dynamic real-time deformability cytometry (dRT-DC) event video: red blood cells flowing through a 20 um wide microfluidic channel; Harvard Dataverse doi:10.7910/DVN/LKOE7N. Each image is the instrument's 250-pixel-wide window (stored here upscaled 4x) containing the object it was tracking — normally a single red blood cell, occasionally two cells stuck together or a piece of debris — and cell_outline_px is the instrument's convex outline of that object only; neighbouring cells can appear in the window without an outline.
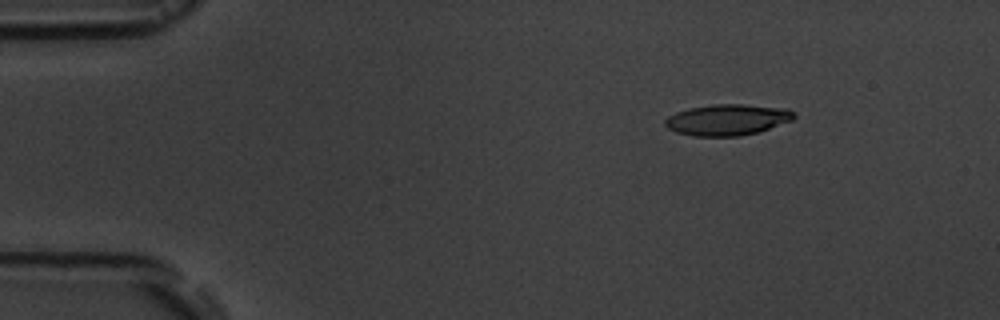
{"species": "common noctule bat (a hibernating species)", "species_latin": "Nyctalus noctula", "temperature_condition": "room temperature", "stored_images_in_passage": 3, "camera_frame_rate_fps": 3000, "um_per_image_px": 0.085, "animal": {"sex": "male", "body_mass_g": 19.5, "forearm_length_mm": 54.6}, "frame": {"image": 1, "passage_image": 1, "time_ms": 0.0, "image_size_px": [1000, 320], "cell_outline_px": [[796, 116], [792, 120], [756, 132], [740, 136], [692, 136], [676, 132], [668, 128], [664, 124], [664, 120], [668, 116], [676, 112], [688, 108], [712, 104], [744, 104], [788, 108], [796, 112]], "centroid_in_image_um": [61.82, 10.17], "position_along_channel_um": 23.2, "area_um2": 23.47}}